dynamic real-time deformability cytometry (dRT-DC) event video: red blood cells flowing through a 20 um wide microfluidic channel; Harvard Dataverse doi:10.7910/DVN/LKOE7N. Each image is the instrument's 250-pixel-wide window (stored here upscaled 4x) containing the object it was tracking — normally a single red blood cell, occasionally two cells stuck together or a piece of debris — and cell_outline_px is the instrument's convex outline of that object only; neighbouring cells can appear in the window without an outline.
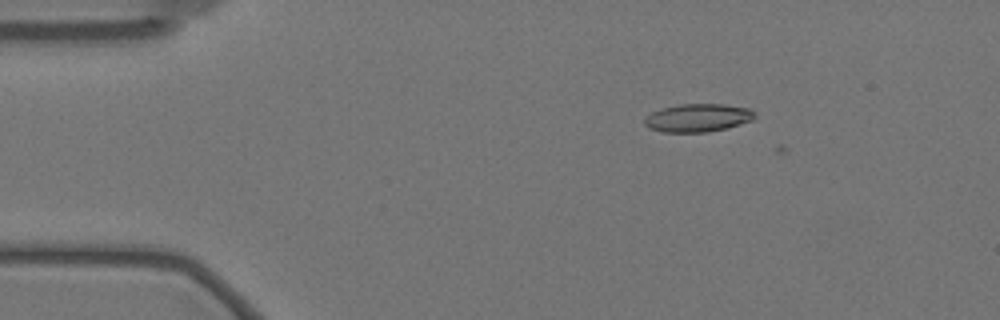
{"species": "Egyptian fruit bat (a non-hibernating species)", "species_latin": "Rousettus aegyptiacus", "temperature_condition": "warm", "stored_images_in_passage": 2, "camera_frame_rate_fps": 3000, "um_per_image_px": 0.085, "animal": {"sex": "female"}, "frame": {"image": 1, "passage_image": 1, "time_ms": 0.0, "image_size_px": [1000, 320], "cell_outline_px": [[756, 116], [752, 120], [728, 128], [708, 132], [664, 132], [648, 128], [644, 124], [644, 120], [652, 112], [660, 108], [680, 104], [724, 104], [752, 108], [756, 112]], "centroid_in_image_um": [59.35, 10.01], "position_along_channel_um": 25.6, "area_um2": 18.26}}